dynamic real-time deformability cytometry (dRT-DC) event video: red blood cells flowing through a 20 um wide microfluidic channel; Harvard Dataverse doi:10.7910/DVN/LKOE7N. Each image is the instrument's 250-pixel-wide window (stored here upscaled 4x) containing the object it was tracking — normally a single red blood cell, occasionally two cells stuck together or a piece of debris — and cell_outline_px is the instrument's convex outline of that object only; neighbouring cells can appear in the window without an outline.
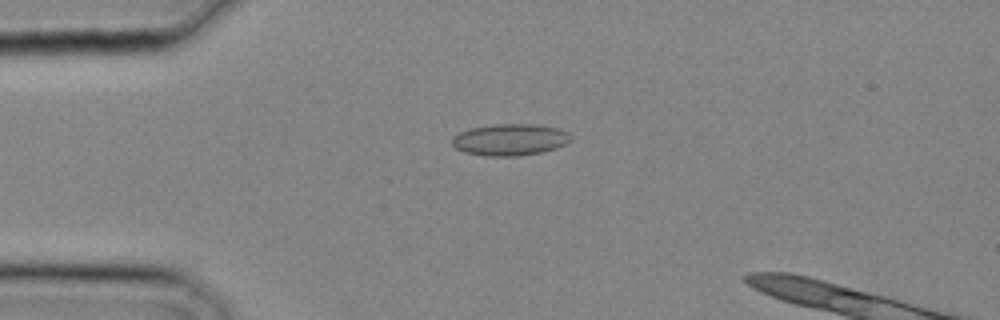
{"species": "common noctule bat (a hibernating species)", "species_latin": "Nyctalus noctula", "temperature_condition": "cold", "stored_images_in_passage": 14, "camera_frame_rate_fps": 3000, "um_per_image_px": 0.085, "animal": {"sex": "male", "body_mass_g": 20.4}, "frame": {"image": 1, "passage_image": 7, "time_ms": 2.0, "image_size_px": [1000, 320], "cell_outline_px": [[572, 140], [568, 144], [556, 148], [540, 152], [516, 156], [484, 156], [464, 152], [456, 148], [452, 144], [452, 136], [460, 132], [472, 128], [496, 124], [536, 124], [560, 128], [568, 132], [572, 136]], "centroid_in_image_um": [43.39, 11.87], "position_along_channel_um": 41.6, "area_um2": 22.08}}
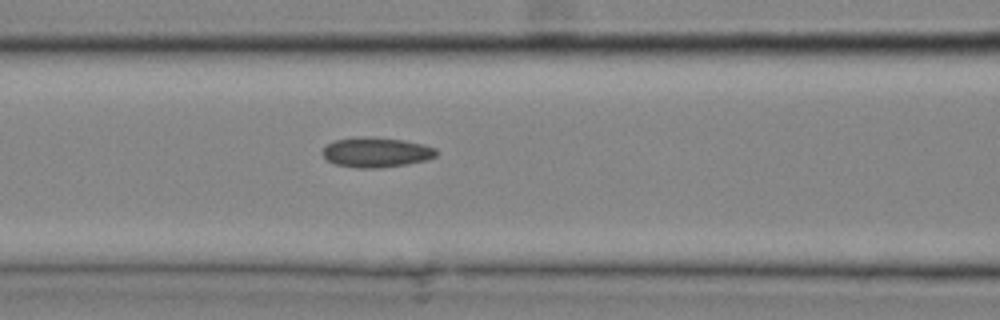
{"frame": {"image": 2, "passage_image": 12, "time_ms": 3.667, "image_size_px": [1000, 320], "cell_outline_px": [[436, 156], [428, 160], [408, 164], [380, 168], [356, 168], [332, 164], [320, 152], [328, 144], [336, 140], [360, 136], [404, 140], [424, 144], [436, 148]], "centroid_in_image_um": [31.98, 12.96], "position_along_channel_um": 134.6, "area_um2": 20.0}}
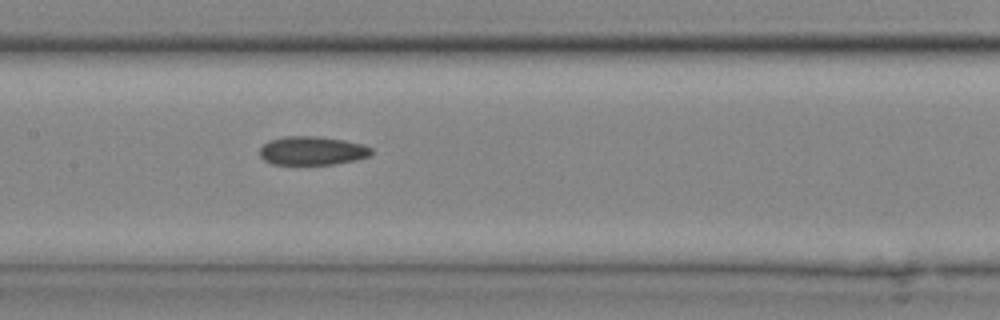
{"frame": {"image": 3, "passage_image": 14, "time_ms": 4.333, "image_size_px": [1000, 320], "cell_outline_px": [[372, 156], [356, 160], [336, 164], [272, 164], [264, 160], [260, 156], [260, 148], [268, 140], [284, 136], [316, 136], [344, 140], [364, 144], [372, 148]], "centroid_in_image_um": [26.56, 12.81], "position_along_channel_um": 180.8, "area_um2": 18.84}}